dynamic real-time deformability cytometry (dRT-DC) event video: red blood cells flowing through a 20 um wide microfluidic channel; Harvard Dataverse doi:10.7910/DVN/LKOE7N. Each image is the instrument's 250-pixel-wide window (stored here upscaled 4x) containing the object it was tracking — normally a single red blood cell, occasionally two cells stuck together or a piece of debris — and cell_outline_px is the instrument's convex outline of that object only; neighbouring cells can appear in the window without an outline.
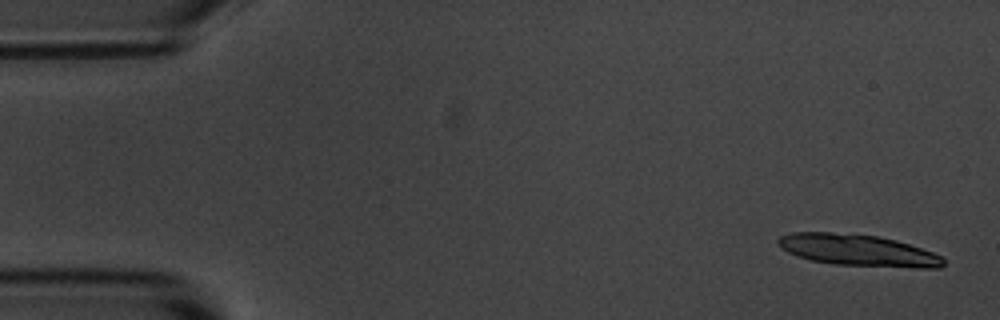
{"species": "common noctule bat (a hibernating species)", "species_latin": "Nyctalus noctula", "temperature_condition": "room temperature", "stored_images_in_passage": 5, "camera_frame_rate_fps": 3000, "um_per_image_px": 0.085, "animal": {"sex": "male", "body_mass_g": 20.1, "forearm_length_mm": 53.5}, "frame": {"image": 1, "passage_image": 1, "time_ms": 0.0, "image_size_px": [1000, 320], "cell_outline_px": [[944, 264], [940, 268], [920, 268], [836, 264], [812, 260], [796, 256], [788, 252], [776, 240], [780, 236], [792, 232], [832, 232], [880, 236], [896, 240], [932, 252], [940, 256], [944, 260]], "centroid_in_image_um": [72.93, 21.26], "position_along_channel_um": 12.1, "area_um2": 30.11}}